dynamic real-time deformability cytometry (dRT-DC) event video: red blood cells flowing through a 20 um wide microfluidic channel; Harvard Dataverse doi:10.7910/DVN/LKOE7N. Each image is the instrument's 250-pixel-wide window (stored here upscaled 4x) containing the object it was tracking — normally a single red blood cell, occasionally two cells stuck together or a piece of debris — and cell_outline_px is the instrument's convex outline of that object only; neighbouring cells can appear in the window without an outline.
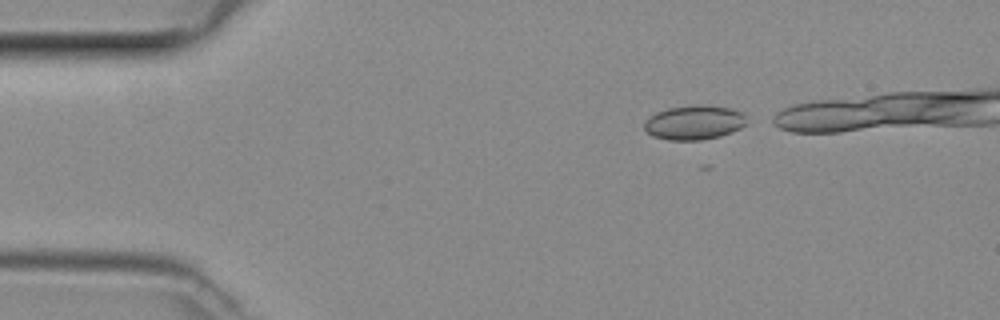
{"species": "common noctule bat (a hibernating species)", "species_latin": "Nyctalus noctula", "temperature_condition": "room temperature", "stored_images_in_passage": 11, "camera_frame_rate_fps": 3000, "um_per_image_px": 0.085, "animal": {"sex": "female", "body_mass_g": 29.2, "forearm_length_mm": 56.3}, "frame": {"image": 1, "passage_image": 1, "time_ms": 0.0, "image_size_px": [1000, 320], "cell_outline_px": [[744, 124], [740, 128], [732, 132], [720, 136], [700, 140], [668, 140], [652, 136], [644, 128], [644, 124], [656, 112], [668, 108], [732, 108], [744, 112]], "centroid_in_image_um": [58.99, 10.47], "position_along_channel_um": 26.0, "area_um2": 19.42}}